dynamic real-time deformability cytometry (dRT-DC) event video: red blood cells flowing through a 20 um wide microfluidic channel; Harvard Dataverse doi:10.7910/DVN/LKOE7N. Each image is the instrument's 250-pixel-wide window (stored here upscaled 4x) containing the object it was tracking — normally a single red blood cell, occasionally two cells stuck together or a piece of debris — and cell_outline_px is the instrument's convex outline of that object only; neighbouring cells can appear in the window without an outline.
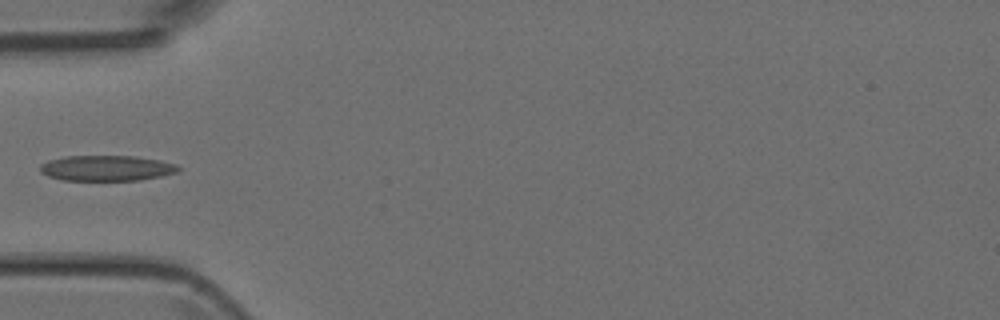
{"species": "Egyptian fruit bat (a non-hibernating species)", "species_latin": "Rousettus aegyptiacus", "temperature_condition": "room temperature", "stored_images_in_passage": 6, "camera_frame_rate_fps": 3000, "um_per_image_px": 0.085, "animal": {"sex": "female"}, "frame": {"image": 1, "passage_image": 4, "time_ms": 4.333, "image_size_px": [1000, 320], "cell_outline_px": [[180, 168], [176, 172], [160, 176], [140, 180], [64, 180], [48, 176], [40, 172], [40, 164], [48, 160], [68, 156], [136, 156], [160, 160], [176, 164]], "centroid_in_image_um": [9.05, 14.29], "position_along_channel_um": 76.0, "area_um2": 20.46}}
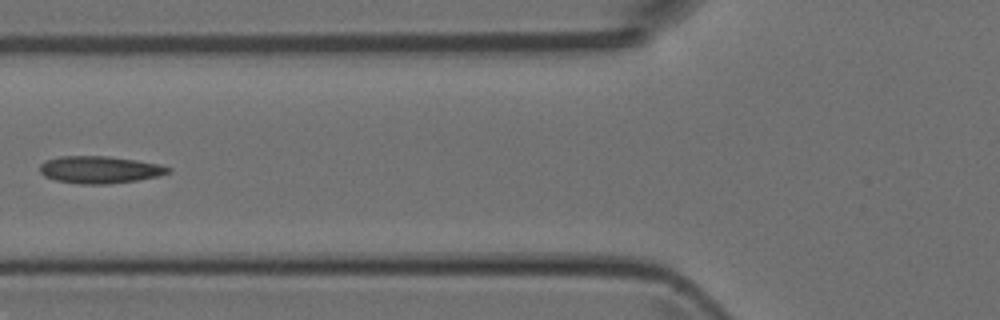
{"frame": {"image": 2, "passage_image": 5, "time_ms": 5.333, "image_size_px": [1000, 320], "cell_outline_px": [[172, 172], [160, 176], [136, 180], [108, 184], [80, 184], [56, 180], [44, 176], [40, 172], [40, 164], [44, 160], [60, 156], [108, 156], [136, 160], [160, 164], [172, 168]], "centroid_in_image_um": [8.49, 14.42], "position_along_channel_um": 117.3, "area_um2": 20.52}}
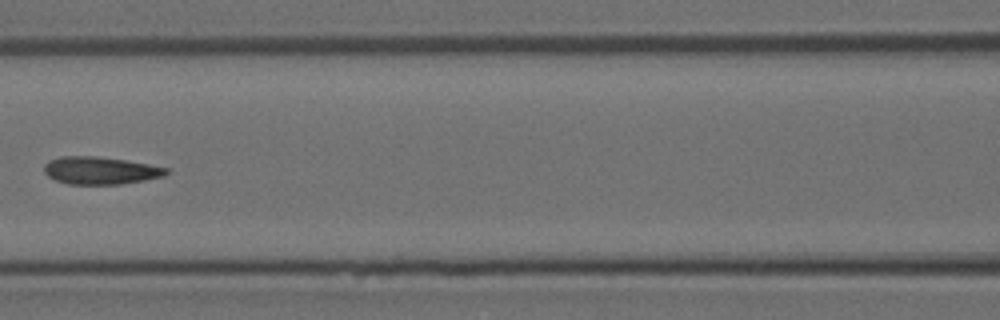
{"frame": {"image": 3, "passage_image": 6, "time_ms": 6.333, "image_size_px": [1000, 320], "cell_outline_px": [[168, 172], [164, 176], [144, 180], [120, 184], [68, 184], [56, 180], [48, 176], [44, 172], [44, 164], [48, 160], [60, 156], [96, 156], [124, 160], [148, 164], [168, 168]], "centroid_in_image_um": [8.49, 14.49], "position_along_channel_um": 158.1, "area_um2": 19.54}}